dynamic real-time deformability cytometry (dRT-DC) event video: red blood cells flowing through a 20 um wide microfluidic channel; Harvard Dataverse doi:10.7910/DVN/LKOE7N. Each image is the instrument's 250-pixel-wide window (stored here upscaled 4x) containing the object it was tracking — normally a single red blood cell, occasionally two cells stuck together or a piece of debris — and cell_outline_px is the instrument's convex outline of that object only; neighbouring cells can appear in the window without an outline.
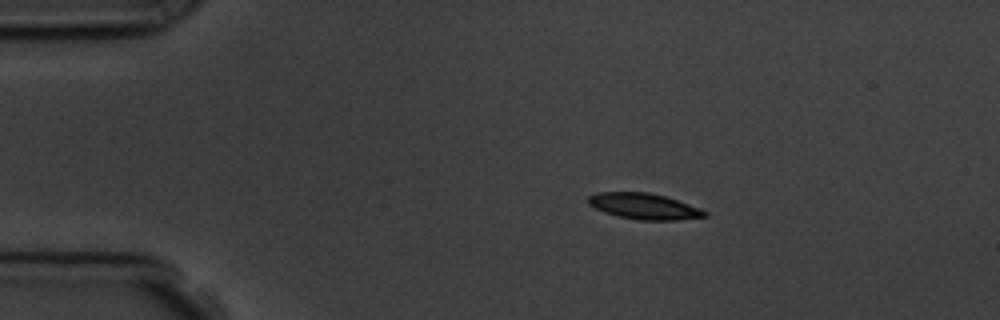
{"species": "common noctule bat (a hibernating species)", "species_latin": "Nyctalus noctula", "temperature_condition": "room temperature", "stored_images_in_passage": 3, "camera_frame_rate_fps": 3000, "um_per_image_px": 0.085, "animal": {"sex": "male", "body_mass_g": 19.5, "forearm_length_mm": 54.6}, "frame": {"image": 1, "passage_image": 2, "time_ms": 1.0, "image_size_px": [1000, 320], "cell_outline_px": [[708, 216], [676, 220], [640, 220], [616, 216], [604, 212], [588, 204], [588, 196], [596, 192], [648, 192], [664, 196], [700, 208], [708, 212]], "centroid_in_image_um": [54.73, 17.53], "position_along_channel_um": 30.3, "area_um2": 17.57}}